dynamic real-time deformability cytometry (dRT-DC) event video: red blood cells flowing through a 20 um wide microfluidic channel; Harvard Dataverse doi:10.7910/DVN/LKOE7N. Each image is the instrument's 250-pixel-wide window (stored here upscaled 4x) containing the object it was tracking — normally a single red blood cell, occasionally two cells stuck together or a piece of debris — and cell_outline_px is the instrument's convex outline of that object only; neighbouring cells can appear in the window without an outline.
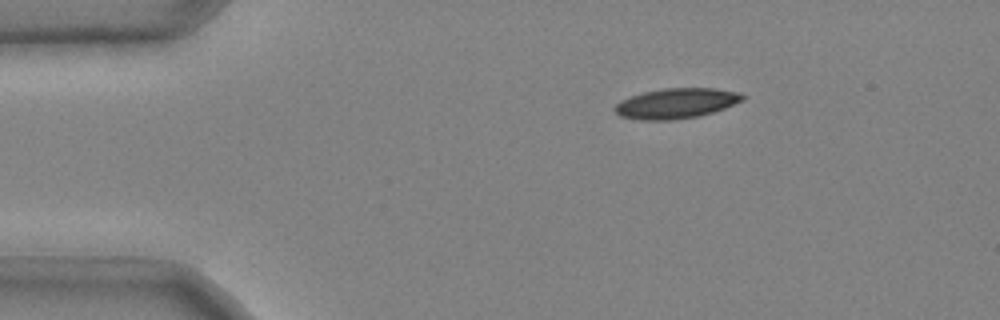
{"species": "common noctule bat (a hibernating species)", "species_latin": "Nyctalus noctula", "temperature_condition": "cold", "stored_images_in_passage": 4, "camera_frame_rate_fps": 3000, "um_per_image_px": 0.085, "animal": {"sex": "male", "body_mass_g": 20.4}, "frame": {"image": 1, "passage_image": 1, "time_ms": 0.0, "image_size_px": [1000, 320], "cell_outline_px": [[744, 100], [724, 108], [712, 112], [696, 116], [672, 120], [640, 120], [620, 116], [612, 108], [620, 100], [644, 92], [664, 88], [716, 88], [740, 92], [744, 96]], "centroid_in_image_um": [57.47, 8.78], "position_along_channel_um": 27.5, "area_um2": 22.43}}
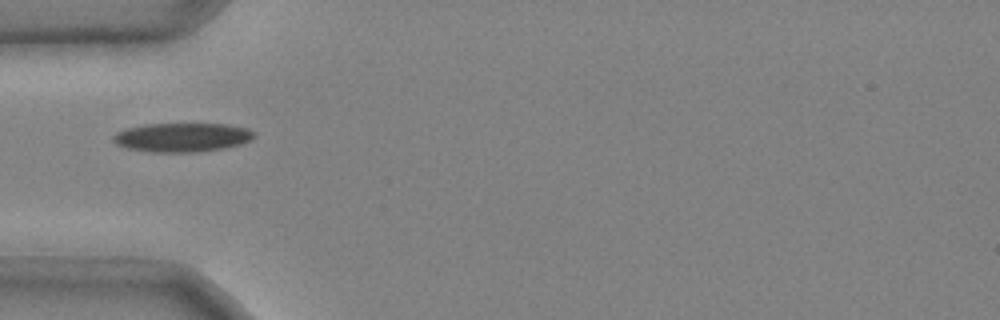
{"frame": {"image": 2, "passage_image": 3, "time_ms": 0.667, "image_size_px": [1000, 320], "cell_outline_px": [[256, 136], [252, 140], [240, 144], [224, 148], [192, 152], [148, 152], [128, 148], [116, 144], [112, 140], [112, 136], [116, 132], [128, 128], [144, 124], [228, 124], [248, 128], [256, 132]], "centroid_in_image_um": [15.5, 11.67], "position_along_channel_um": 69.5, "area_um2": 23.93}}
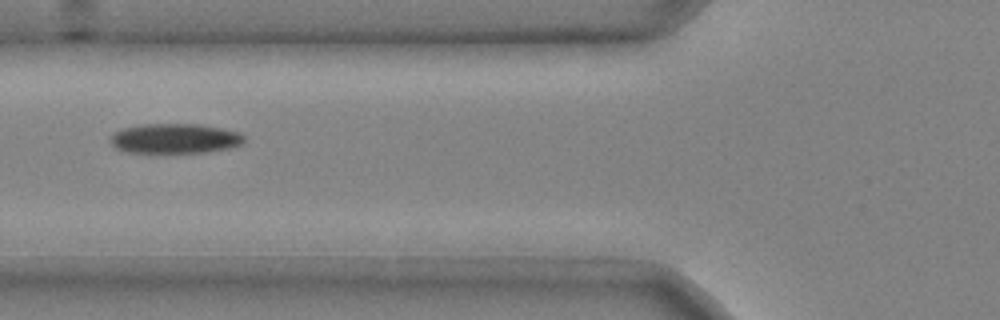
{"frame": {"image": 3, "passage_image": 4, "time_ms": 1.0, "image_size_px": [1000, 320], "cell_outline_px": [[244, 140], [240, 144], [228, 148], [208, 152], [128, 152], [116, 148], [112, 144], [112, 136], [116, 132], [124, 128], [144, 124], [200, 124], [220, 128], [236, 132], [244, 136]], "centroid_in_image_um": [14.87, 11.77], "position_along_channel_um": 110.9, "area_um2": 22.77}}